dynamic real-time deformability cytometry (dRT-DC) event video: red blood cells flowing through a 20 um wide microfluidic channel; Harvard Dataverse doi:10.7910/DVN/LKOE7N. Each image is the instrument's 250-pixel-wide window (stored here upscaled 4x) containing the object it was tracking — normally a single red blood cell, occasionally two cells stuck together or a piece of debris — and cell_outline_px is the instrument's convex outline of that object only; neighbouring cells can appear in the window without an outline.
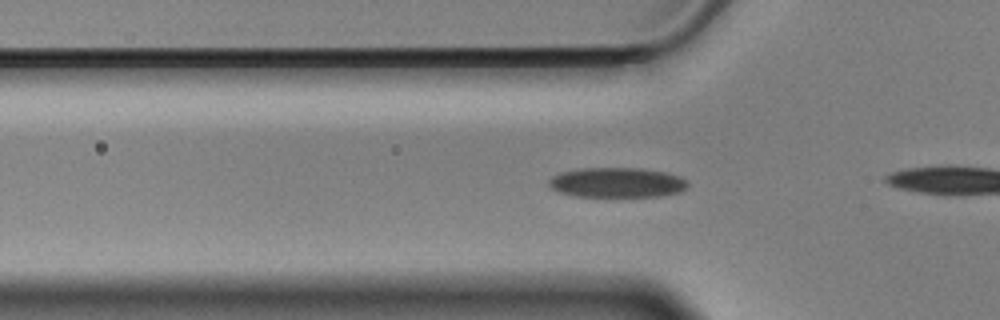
{"species": "Egyptian fruit bat (a non-hibernating species)", "species_latin": "Rousettus aegyptiacus", "temperature_condition": "cold", "stored_images_in_passage": 31, "camera_frame_rate_fps": 3000, "um_per_image_px": 0.085, "animal": {"sex": "male"}, "frame": {"image": 1, "passage_image": 4, "time_ms": 1.0, "image_size_px": [1000, 320], "cell_outline_px": [[688, 184], [680, 192], [660, 196], [576, 196], [560, 192], [552, 188], [548, 184], [548, 180], [552, 176], [560, 172], [580, 168], [640, 168], [664, 172], [680, 176], [688, 180]], "centroid_in_image_um": [52.44, 15.5], "position_along_channel_um": 73.4, "area_um2": 24.16}}
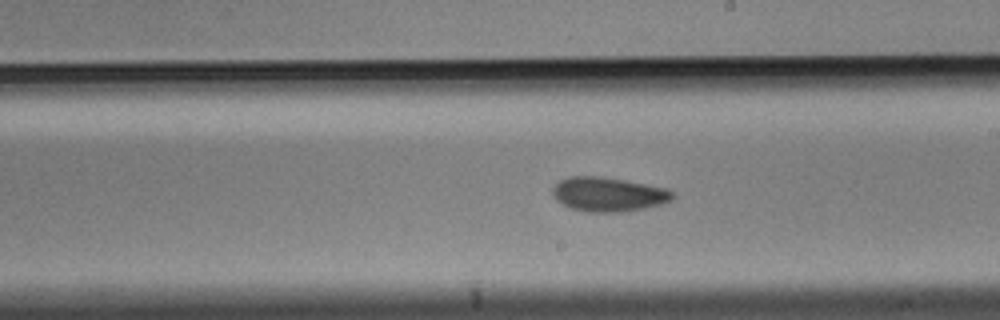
{"frame": {"image": 2, "passage_image": 18, "time_ms": 5.667, "image_size_px": [1000, 320], "cell_outline_px": [[676, 196], [672, 200], [660, 204], [644, 208], [620, 212], [588, 212], [572, 208], [556, 200], [552, 196], [552, 188], [560, 180], [568, 176], [596, 176], [624, 180], [668, 188]], "centroid_in_image_um": [51.71, 16.51], "position_along_channel_um": 237.3, "area_um2": 23.93}}
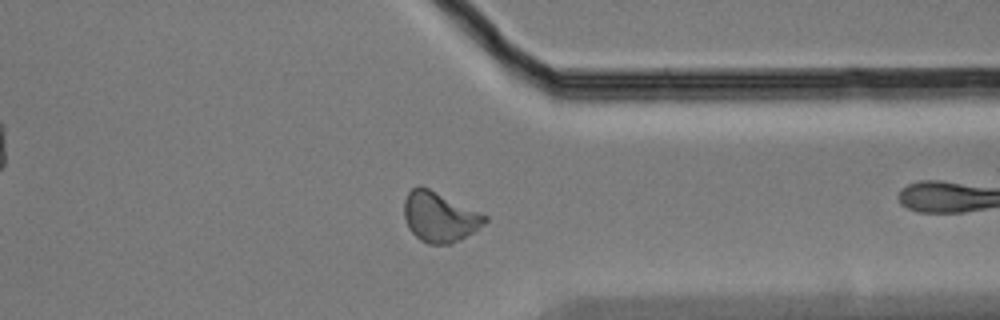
{"frame": {"image": 3, "passage_image": 30, "time_ms": 9.667, "image_size_px": [1000, 320], "cell_outline_px": [[488, 220], [484, 224], [460, 240], [452, 244], [428, 244], [420, 240], [408, 228], [404, 216], [404, 200], [408, 192], [412, 188], [420, 184], [488, 216]], "centroid_in_image_um": [37.34, 18.44], "position_along_channel_um": 374.1, "area_um2": 23.47}}